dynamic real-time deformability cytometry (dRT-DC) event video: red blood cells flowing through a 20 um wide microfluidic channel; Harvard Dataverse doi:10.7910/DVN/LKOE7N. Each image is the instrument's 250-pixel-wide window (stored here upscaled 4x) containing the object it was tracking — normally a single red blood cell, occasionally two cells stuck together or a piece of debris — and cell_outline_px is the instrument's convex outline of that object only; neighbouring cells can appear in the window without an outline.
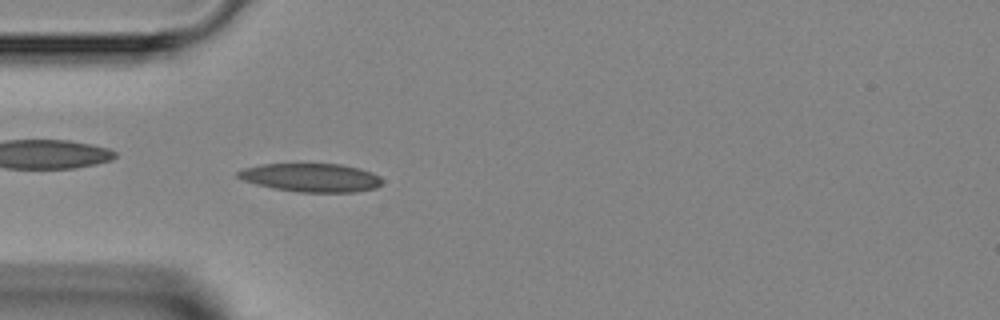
{"species": "Egyptian fruit bat (a non-hibernating species)", "species_latin": "Rousettus aegyptiacus", "temperature_condition": "room temperature", "stored_images_in_passage": 42, "camera_frame_rate_fps": 3000, "um_per_image_px": 0.085, "animal": {"sex": "female"}, "frame": {"image": 1, "passage_image": 9, "time_ms": 2.667, "image_size_px": [1000, 320], "cell_outline_px": [[384, 180], [376, 188], [356, 192], [300, 192], [272, 188], [256, 184], [244, 180], [236, 176], [236, 172], [244, 168], [260, 164], [340, 164], [360, 168], [372, 172], [380, 176]], "centroid_in_image_um": [26.46, 15.09], "position_along_channel_um": 58.5, "area_um2": 24.04}}
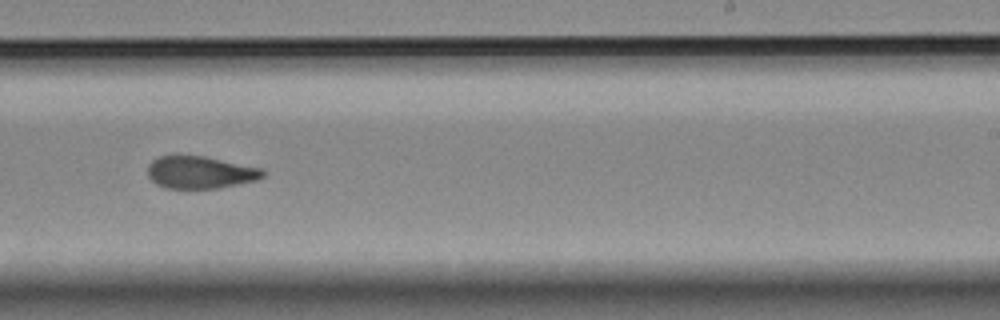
{"frame": {"image": 2, "passage_image": 24, "time_ms": 7.667, "image_size_px": [1000, 320], "cell_outline_px": [[264, 176], [256, 180], [220, 188], [164, 188], [156, 184], [148, 176], [148, 164], [152, 160], [160, 156], [204, 156], [264, 168]], "centroid_in_image_um": [17.03, 14.65], "position_along_channel_um": 272.0, "area_um2": 21.73}}
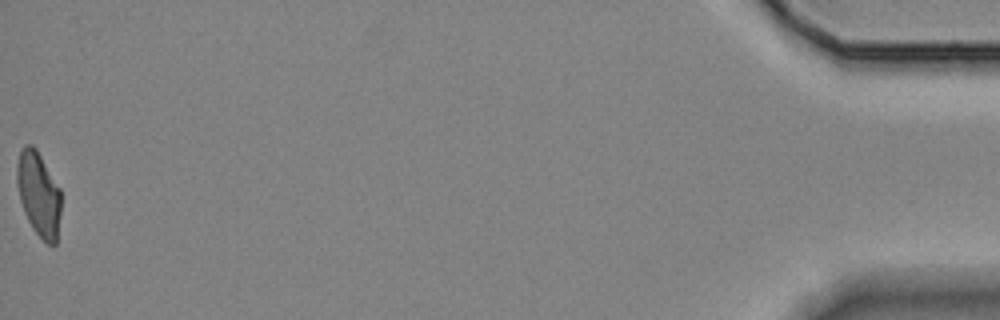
{"frame": {"image": 3, "passage_image": 42, "time_ms": 13.667, "image_size_px": [1000, 320], "cell_outline_px": [[60, 212], [56, 244], [48, 244], [32, 228], [24, 212], [20, 200], [16, 184], [16, 164], [20, 152], [24, 144], [32, 144], [36, 148], [60, 188]], "centroid_in_image_um": [3.26, 16.45], "position_along_channel_um": 431.9, "area_um2": 21.68}}